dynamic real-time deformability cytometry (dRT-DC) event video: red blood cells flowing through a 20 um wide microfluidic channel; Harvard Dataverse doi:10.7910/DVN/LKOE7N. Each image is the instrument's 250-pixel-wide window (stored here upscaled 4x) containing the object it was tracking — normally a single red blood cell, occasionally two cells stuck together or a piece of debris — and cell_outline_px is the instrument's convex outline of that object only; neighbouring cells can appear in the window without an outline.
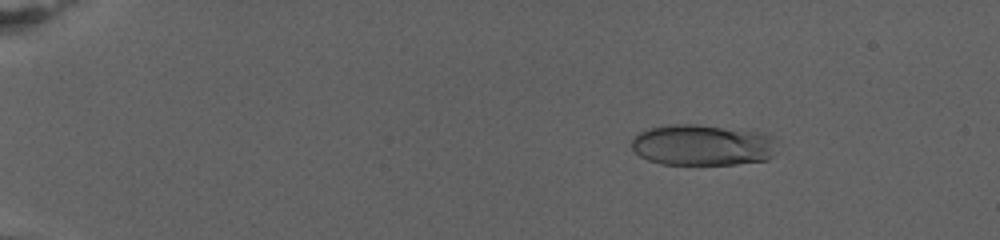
{"species": "human", "species_latin": "Homo sapiens", "temperature_condition": "warm", "stored_images_in_passage": 97, "camera_frame_rate_fps": 3000, "um_per_image_px": 0.085, "donor": {"sex": "female"}, "frame": {"image": 1, "passage_image": 18, "time_ms": 4.333, "image_size_px": [1000, 240], "cell_outline_px": [[776, 140], [772, 156], [768, 160], [736, 164], [660, 164], [648, 160], [640, 156], [632, 148], [632, 140], [640, 132], [648, 128], [672, 124], [700, 124], [764, 132], [772, 136]], "centroid_in_image_um": [59.74, 12.32], "position_along_channel_um": 25.3, "area_um2": 35.08}}
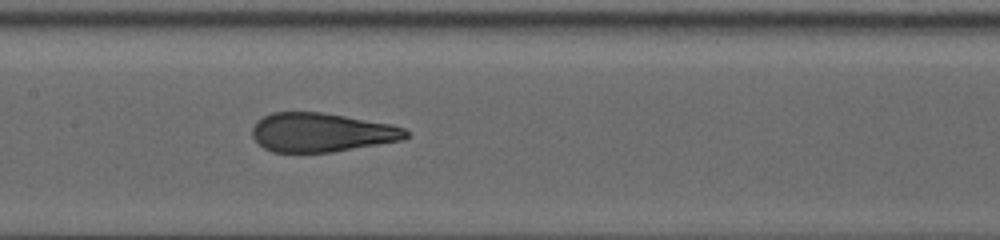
{"frame": {"image": 2, "passage_image": 54, "time_ms": 14.333, "image_size_px": [1000, 240], "cell_outline_px": [[408, 136], [404, 140], [332, 152], [272, 152], [264, 148], [252, 136], [252, 128], [256, 120], [272, 112], [320, 112], [392, 124], [404, 128], [408, 132]], "centroid_in_image_um": [27.32, 11.25], "position_along_channel_um": 180.1, "area_um2": 34.91}}
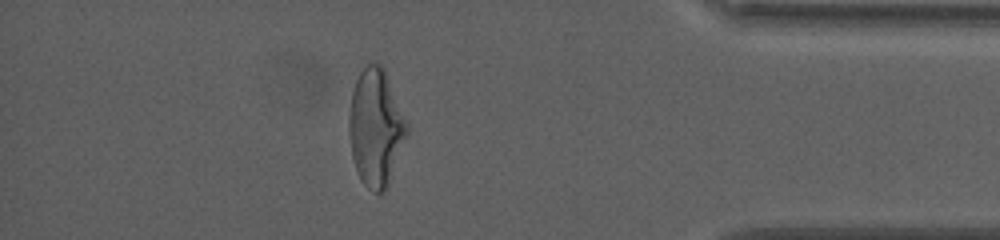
{"frame": {"image": 3, "passage_image": 84, "time_ms": 23.667, "image_size_px": [1000, 240], "cell_outline_px": [[408, 132], [388, 184], [384, 192], [376, 192], [368, 188], [364, 184], [356, 168], [352, 156], [348, 132], [348, 116], [352, 92], [356, 80], [360, 72], [368, 64], [376, 60], [384, 68], [408, 124]], "centroid_in_image_um": [31.93, 10.81], "position_along_channel_um": 403.3, "area_um2": 39.19}, "authors_computed_cell_mechanics": {"area_um2": 36.125, "velocity_mm_per_s": 2.6921, "shape_relaxation_time_tau1_ms": 8.3146, "shape_relaxation_time_tau2_ms": null, "deformation_change_tau1": 0.2825, "deformation_change_tau2": null}}